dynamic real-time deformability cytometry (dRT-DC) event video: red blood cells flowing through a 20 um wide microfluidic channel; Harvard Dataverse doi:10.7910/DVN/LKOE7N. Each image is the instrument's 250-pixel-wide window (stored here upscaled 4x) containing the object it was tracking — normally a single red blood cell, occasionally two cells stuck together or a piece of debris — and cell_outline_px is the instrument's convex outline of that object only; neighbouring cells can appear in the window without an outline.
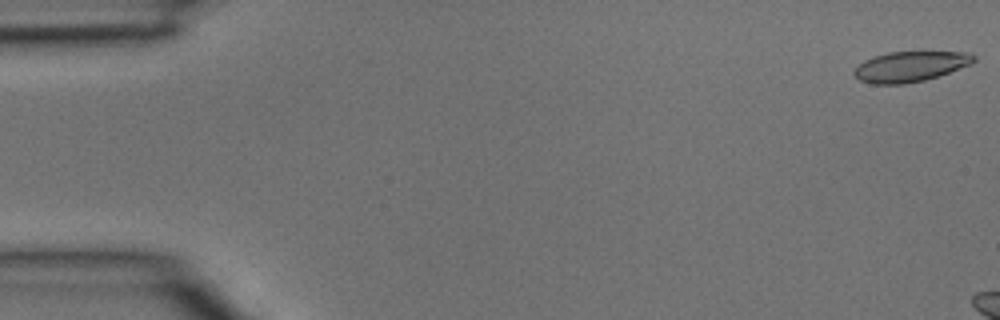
{"species": "common noctule bat (a hibernating species)", "species_latin": "Nyctalus noctula", "temperature_condition": "room temperature", "stored_images_in_passage": 5, "camera_frame_rate_fps": 3000, "um_per_image_px": 0.085, "animal": {"sex": "male", "body_mass_g": 15.6}, "frame": {"image": 1, "passage_image": 1, "time_ms": 0.0, "image_size_px": [1000, 320], "cell_outline_px": [[976, 60], [972, 64], [924, 80], [904, 84], [872, 84], [860, 80], [852, 72], [864, 60], [872, 56], [888, 52], [968, 52], [976, 56]], "centroid_in_image_um": [77.37, 5.65], "position_along_channel_um": 7.6, "area_um2": 21.04}}